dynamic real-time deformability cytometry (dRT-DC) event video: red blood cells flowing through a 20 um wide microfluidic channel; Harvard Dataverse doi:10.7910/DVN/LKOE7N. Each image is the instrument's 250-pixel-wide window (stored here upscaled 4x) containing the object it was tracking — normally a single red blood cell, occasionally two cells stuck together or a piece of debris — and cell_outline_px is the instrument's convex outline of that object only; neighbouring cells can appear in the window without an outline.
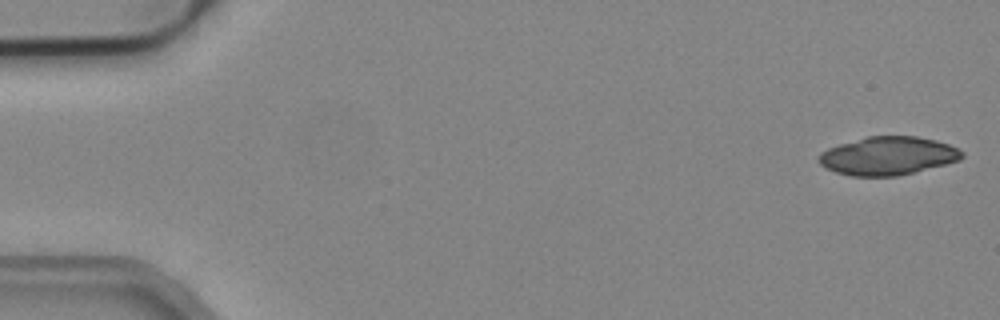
{"species": "common noctule bat (a hibernating species)", "species_latin": "Nyctalus noctula", "temperature_condition": "cold", "stored_images_in_passage": 51, "camera_frame_rate_fps": 3000, "um_per_image_px": 0.085, "animal": {"sex": "male", "body_mass_g": 19.2, "forearm_length_mm": 51.8}, "frame": {"image": 1, "passage_image": 1, "time_ms": 0.0, "image_size_px": [1000, 320], "cell_outline_px": [[964, 156], [960, 160], [896, 176], [852, 176], [836, 172], [824, 168], [816, 160], [820, 152], [828, 148], [840, 144], [868, 136], [916, 136], [936, 140], [960, 148], [964, 152]], "centroid_in_image_um": [75.46, 13.24], "position_along_channel_um": 9.5, "area_um2": 31.96}}
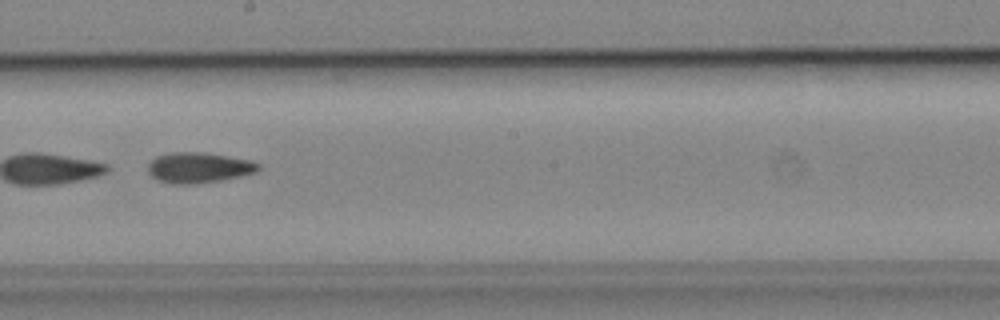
{"frame": {"image": 2, "passage_image": 29, "time_ms": 9.333, "image_size_px": [1000, 320], "cell_outline_px": [[260, 168], [256, 172], [240, 176], [216, 180], [184, 184], [180, 184], [160, 180], [152, 176], [148, 172], [148, 164], [156, 156], [168, 152], [204, 152], [252, 160], [260, 164]], "centroid_in_image_um": [16.9, 14.21], "position_along_channel_um": 231.3, "area_um2": 19.31}}